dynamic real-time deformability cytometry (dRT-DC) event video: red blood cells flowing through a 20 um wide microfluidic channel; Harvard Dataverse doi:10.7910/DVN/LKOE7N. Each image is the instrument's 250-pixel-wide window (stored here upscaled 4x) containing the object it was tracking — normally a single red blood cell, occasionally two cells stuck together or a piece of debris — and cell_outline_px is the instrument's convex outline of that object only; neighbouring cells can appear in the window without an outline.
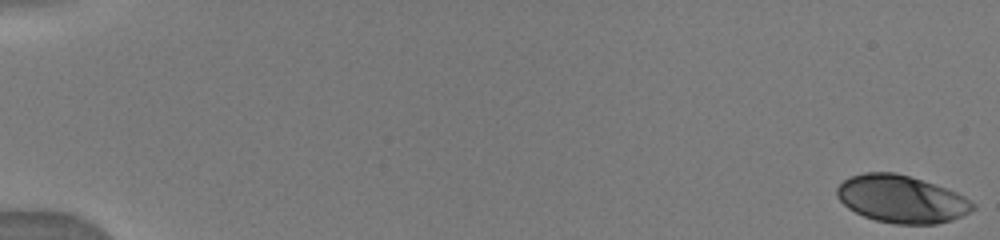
{"species": "human", "species_latin": "Homo sapiens", "temperature_condition": "warm", "stored_images_in_passage": 37, "camera_frame_rate_fps": 3000, "um_per_image_px": 0.085, "donor": {"sex": "male"}, "frame": {"image": 1, "passage_image": 1, "time_ms": 0.0, "image_size_px": [1000, 240], "cell_outline_px": [[976, 208], [972, 212], [952, 220], [936, 224], [896, 224], [876, 220], [864, 216], [848, 208], [836, 196], [836, 188], [844, 180], [852, 176], [864, 172], [896, 172], [956, 192], [964, 196], [976, 204]], "centroid_in_image_um": [76.64, 16.93], "position_along_channel_um": 8.4, "area_um2": 37.45}}
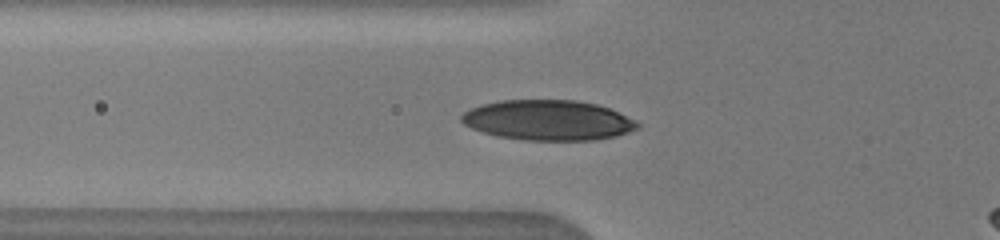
{"frame": {"image": 2, "passage_image": 11, "time_ms": 6.333, "image_size_px": [1000, 240], "cell_outline_px": [[640, 128], [616, 136], [592, 140], [524, 140], [496, 136], [472, 128], [464, 124], [460, 120], [460, 116], [468, 108], [500, 100], [576, 100], [596, 104], [608, 108], [636, 120], [640, 124]], "centroid_in_image_um": [46.58, 10.22], "position_along_channel_um": 79.2, "area_um2": 41.27}}
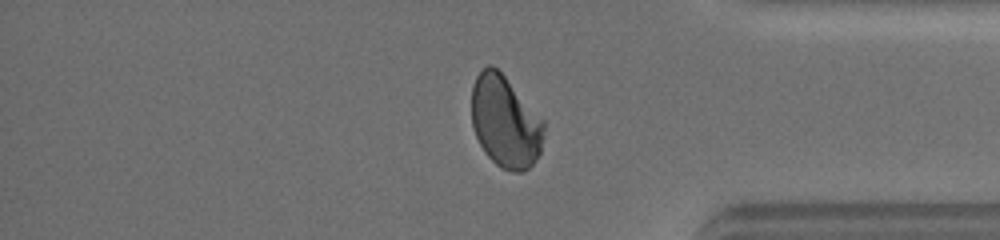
{"frame": {"image": 3, "passage_image": 32, "time_ms": 14.333, "image_size_px": [1000, 240], "cell_outline_px": [[544, 128], [540, 152], [536, 160], [524, 172], [512, 172], [500, 168], [484, 152], [476, 136], [472, 124], [472, 84], [476, 76], [488, 64], [492, 64], [504, 76], [544, 120]], "centroid_in_image_um": [42.94, 10.37], "position_along_channel_um": 392.3, "area_um2": 38.55}}